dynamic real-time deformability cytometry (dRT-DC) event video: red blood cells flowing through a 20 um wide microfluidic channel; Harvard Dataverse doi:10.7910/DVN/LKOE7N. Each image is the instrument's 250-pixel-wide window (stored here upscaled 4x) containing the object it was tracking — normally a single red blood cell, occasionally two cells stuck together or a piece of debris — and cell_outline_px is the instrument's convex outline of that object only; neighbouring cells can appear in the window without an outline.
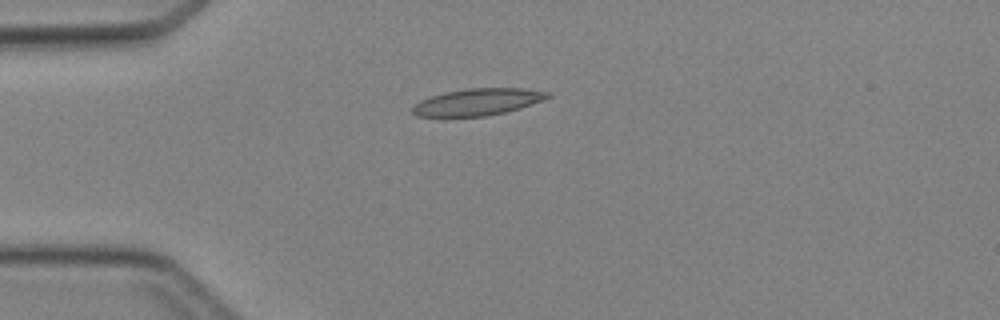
{"species": "Egyptian fruit bat (a non-hibernating species)", "species_latin": "Rousettus aegyptiacus", "temperature_condition": "cold", "stored_images_in_passage": 3, "camera_frame_rate_fps": 3000, "um_per_image_px": 0.085, "animal": {"sex": "female"}, "frame": {"image": 1, "passage_image": 3, "time_ms": 3.0, "image_size_px": [1000, 320], "cell_outline_px": [[552, 96], [544, 100], [520, 108], [504, 112], [484, 116], [416, 116], [412, 112], [412, 104], [420, 100], [444, 92], [464, 88], [524, 88], [552, 92]], "centroid_in_image_um": [40.62, 8.65], "position_along_channel_um": 44.4, "area_um2": 21.27}}